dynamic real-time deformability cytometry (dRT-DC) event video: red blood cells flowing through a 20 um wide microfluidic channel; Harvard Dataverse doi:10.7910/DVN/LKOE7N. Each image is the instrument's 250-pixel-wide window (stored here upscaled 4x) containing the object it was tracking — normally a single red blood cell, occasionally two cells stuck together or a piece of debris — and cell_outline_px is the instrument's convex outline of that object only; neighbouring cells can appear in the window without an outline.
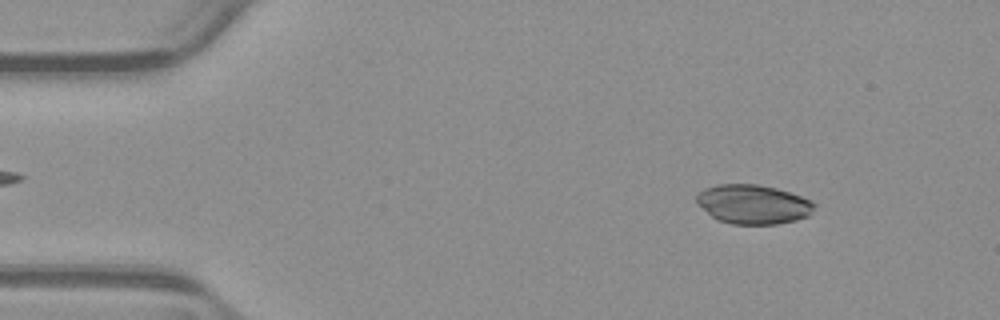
{"species": "common noctule bat (a hibernating species)", "species_latin": "Nyctalus noctula", "temperature_condition": "warm", "stored_images_in_passage": 52, "camera_frame_rate_fps": 3000, "um_per_image_px": 0.085, "animal": {"sex": "male", "body_mass_g": 23.1, "forearm_length_mm": 52.7}, "frame": {"image": 1, "passage_image": 6, "time_ms": 1.667, "image_size_px": [1000, 320], "cell_outline_px": [[816, 204], [808, 216], [796, 220], [776, 224], [732, 224], [720, 220], [712, 216], [696, 200], [696, 196], [704, 188], [720, 184], [756, 184], [776, 188], [800, 196]], "centroid_in_image_um": [64.03, 17.36], "position_along_channel_um": 21.0, "area_um2": 26.47}}
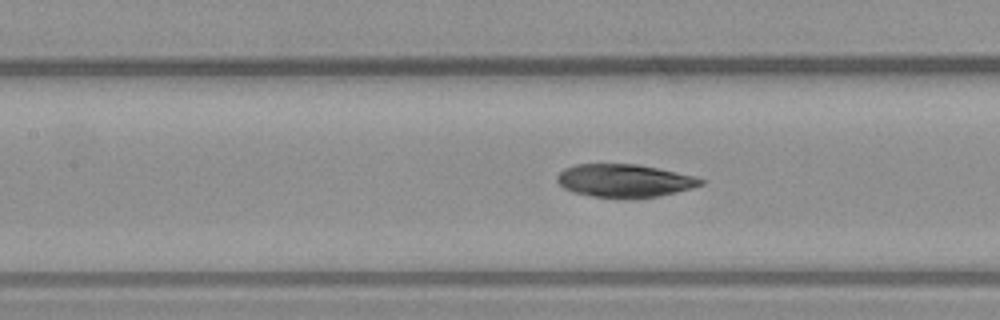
{"frame": {"image": 2, "passage_image": 23, "time_ms": 7.333, "image_size_px": [1000, 320], "cell_outline_px": [[704, 184], [692, 188], [676, 192], [656, 196], [596, 196], [576, 192], [564, 188], [556, 180], [556, 176], [564, 168], [576, 164], [636, 164], [696, 176], [704, 180]], "centroid_in_image_um": [53.08, 15.32], "position_along_channel_um": 154.3, "area_um2": 26.82}}
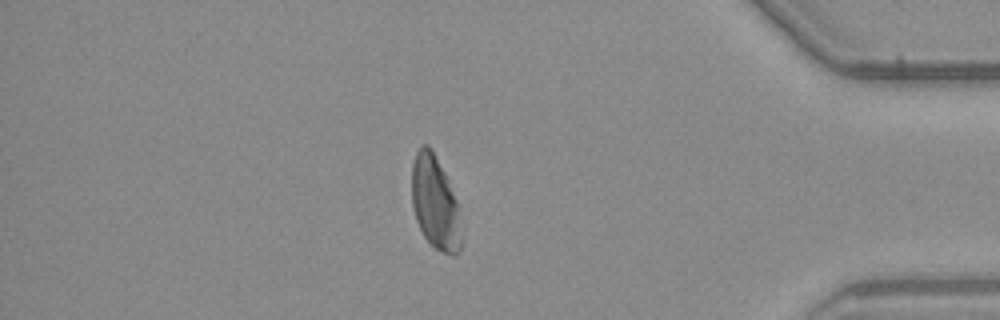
{"frame": {"image": 3, "passage_image": 45, "time_ms": 14.667, "image_size_px": [1000, 320], "cell_outline_px": [[460, 252], [456, 256], [452, 256], [436, 248], [424, 236], [416, 220], [412, 204], [412, 164], [416, 152], [420, 144], [428, 144], [432, 148], [448, 180], [456, 200], [460, 236]], "centroid_in_image_um": [36.95, 17.19], "position_along_channel_um": 398.2, "area_um2": 26.53}, "authors_computed_cell_mechanics": {"area_um2": 27.7151, "velocity_mm_per_s": 3.8543, "shape_relaxation_time_tau1_ms": 7.1684, "shape_relaxation_time_tau2_ms": 5.4903, "deformation_change_tau1": 0.1215, "deformation_change_tau2": 0.1251}}